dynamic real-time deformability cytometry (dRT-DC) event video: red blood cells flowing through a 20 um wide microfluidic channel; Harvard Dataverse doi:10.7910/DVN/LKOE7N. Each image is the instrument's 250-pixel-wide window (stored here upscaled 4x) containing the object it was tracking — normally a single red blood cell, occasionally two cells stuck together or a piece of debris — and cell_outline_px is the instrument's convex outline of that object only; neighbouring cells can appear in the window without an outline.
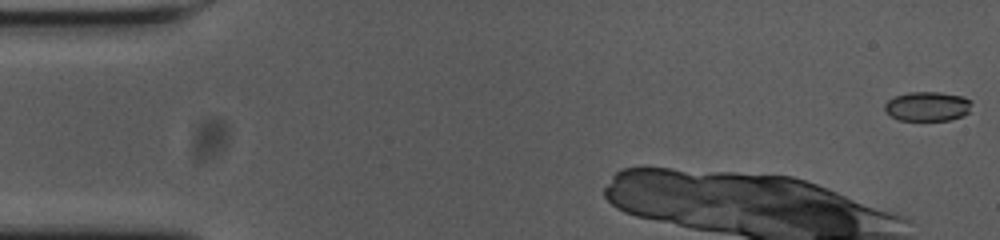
{"species": "common noctule bat (a hibernating species)", "species_latin": "Nyctalus noctula", "temperature_condition": "cold", "stored_images_in_passage": 9, "camera_frame_rate_fps": 3000, "um_per_image_px": 0.085, "animal": {"sex": "female", "body_mass_g": 23.0, "forearm_length_mm": 53.4}, "frame": {"image": 1, "passage_image": 1, "time_ms": 0.0, "image_size_px": [1000, 240], "cell_outline_px": [[972, 104], [968, 112], [964, 116], [952, 120], [900, 120], [892, 116], [884, 108], [884, 104], [888, 100], [896, 96], [908, 92], [940, 92], [964, 96], [972, 100]], "centroid_in_image_um": [78.89, 9.03], "position_along_channel_um": 6.1, "area_um2": 15.03}}